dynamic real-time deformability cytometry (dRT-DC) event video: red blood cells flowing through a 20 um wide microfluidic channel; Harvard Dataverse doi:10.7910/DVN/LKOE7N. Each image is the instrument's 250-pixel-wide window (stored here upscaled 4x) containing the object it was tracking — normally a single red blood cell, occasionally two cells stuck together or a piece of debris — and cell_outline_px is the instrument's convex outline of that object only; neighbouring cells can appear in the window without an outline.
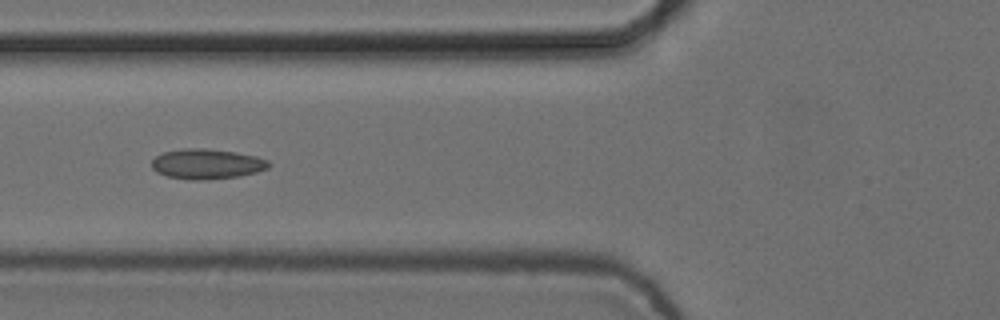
{"species": "common noctule bat (a hibernating species)", "species_latin": "Nyctalus noctula", "temperature_condition": "cold", "stored_images_in_passage": 8, "camera_frame_rate_fps": 3000, "um_per_image_px": 0.085, "animal": {"sex": "female", "body_mass_g": 24.6, "forearm_length_mm": 56.2}, "frame": {"image": 1, "passage_image": 6, "time_ms": 1.667, "image_size_px": [1000, 320], "cell_outline_px": [[272, 164], [268, 168], [256, 172], [240, 176], [204, 180], [192, 180], [168, 176], [156, 172], [152, 168], [152, 160], [156, 156], [164, 152], [180, 148], [204, 148], [236, 152], [256, 156], [268, 160]], "centroid_in_image_um": [17.59, 13.93], "position_along_channel_um": 108.2, "area_um2": 20.63}}
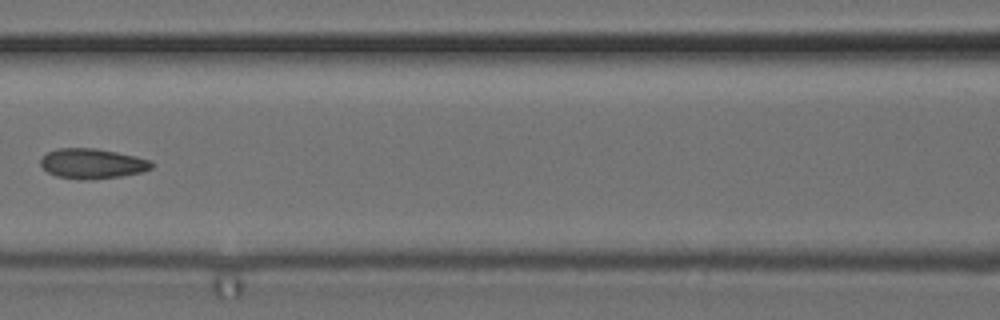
{"frame": {"image": 2, "passage_image": 7, "time_ms": 2.0, "image_size_px": [1000, 320], "cell_outline_px": [[156, 164], [152, 168], [140, 172], [120, 176], [88, 180], [84, 180], [56, 176], [48, 172], [40, 164], [40, 160], [48, 152], [56, 148], [96, 148], [136, 156], [152, 160]], "centroid_in_image_um": [7.87, 13.9], "position_along_channel_um": 158.7, "area_um2": 19.48}}
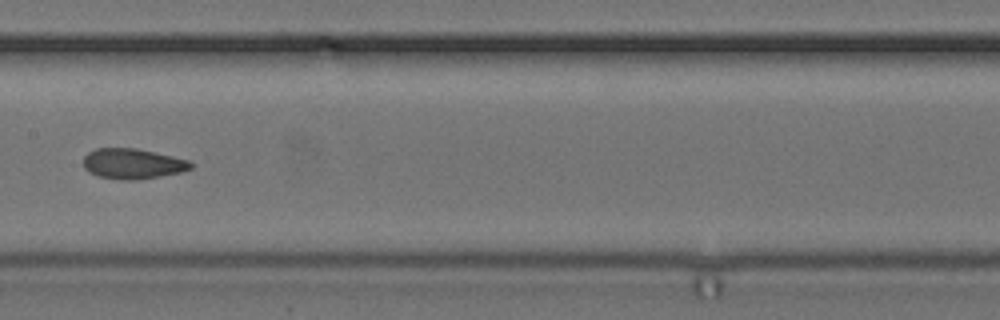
{"frame": {"image": 3, "passage_image": 8, "time_ms": 2.333, "image_size_px": [1000, 320], "cell_outline_px": [[192, 168], [180, 172], [160, 176], [132, 180], [120, 180], [100, 176], [88, 172], [84, 168], [84, 156], [88, 152], [96, 148], [136, 148], [172, 156], [188, 160], [192, 164]], "centroid_in_image_um": [11.25, 13.91], "position_along_channel_um": 196.2, "area_um2": 18.84}}